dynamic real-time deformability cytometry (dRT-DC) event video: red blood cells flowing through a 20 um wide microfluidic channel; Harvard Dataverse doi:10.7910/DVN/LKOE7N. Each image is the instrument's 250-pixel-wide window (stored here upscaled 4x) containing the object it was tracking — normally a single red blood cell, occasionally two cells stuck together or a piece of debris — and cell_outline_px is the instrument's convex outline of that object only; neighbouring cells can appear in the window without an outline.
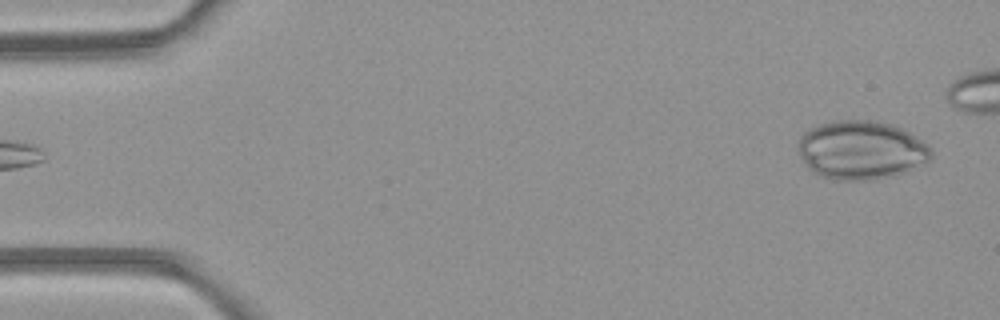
{"species": "common noctule bat (a hibernating species)", "species_latin": "Nyctalus noctula", "temperature_condition": "room temperature", "stored_images_in_passage": 4, "camera_frame_rate_fps": 3000, "um_per_image_px": 0.085, "animal": {"sex": "female", "body_mass_g": 21.9}, "frame": {"image": 1, "passage_image": 4, "time_ms": 3.333, "image_size_px": [1000, 320], "cell_outline_px": [[932, 156], [928, 160], [876, 180], [836, 180], [824, 176], [808, 168], [800, 156], [800, 136], [808, 128], [820, 124], [836, 120], [868, 120], [892, 124], [916, 136], [928, 144], [932, 152]], "centroid_in_image_um": [73.16, 12.72], "position_along_channel_um": 11.8, "area_um2": 44.62}}